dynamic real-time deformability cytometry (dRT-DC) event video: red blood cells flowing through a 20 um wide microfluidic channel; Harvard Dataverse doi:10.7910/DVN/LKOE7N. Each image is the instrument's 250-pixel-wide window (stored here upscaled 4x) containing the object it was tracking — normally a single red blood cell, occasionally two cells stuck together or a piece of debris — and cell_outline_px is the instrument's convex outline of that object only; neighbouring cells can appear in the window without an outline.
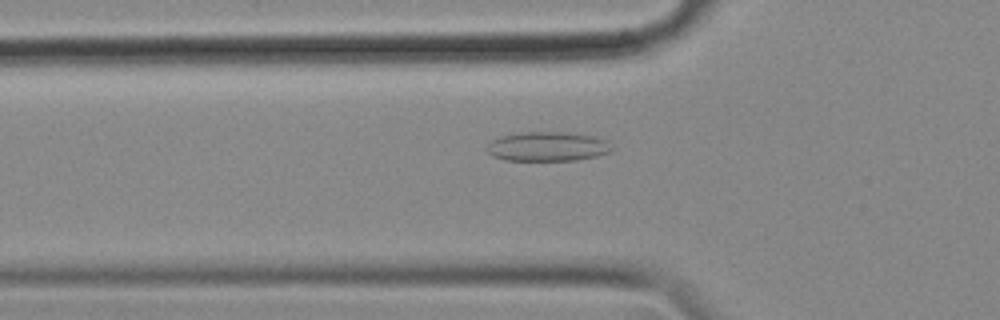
{"species": "common noctule bat (a hibernating species)", "species_latin": "Nyctalus noctula", "temperature_condition": "cold", "stored_images_in_passage": 44, "camera_frame_rate_fps": 3000, "um_per_image_px": 0.085, "animal": {"sex": "female", "body_mass_g": 18.4}, "frame": {"image": 1, "passage_image": 6, "time_ms": 1.667, "image_size_px": [1000, 320], "cell_outline_px": [[616, 148], [612, 152], [596, 156], [576, 160], [504, 160], [492, 156], [488, 152], [488, 144], [492, 140], [500, 136], [520, 132], [560, 132], [592, 136], [604, 140]], "centroid_in_image_um": [46.55, 12.46], "position_along_channel_um": 79.3, "area_um2": 21.33}}
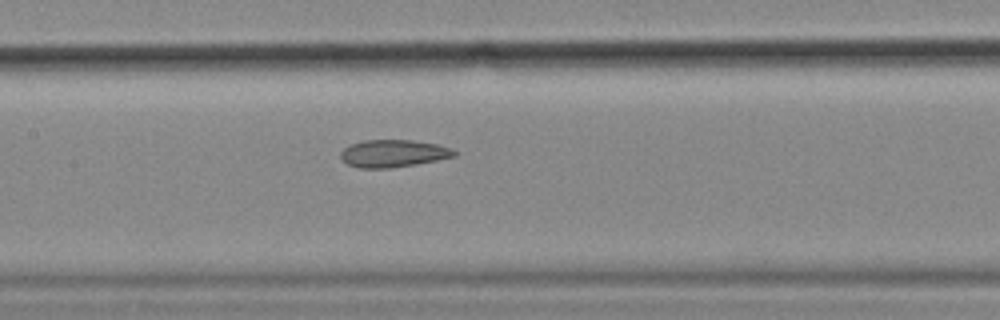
{"frame": {"image": 2, "passage_image": 14, "time_ms": 4.333, "image_size_px": [1000, 320], "cell_outline_px": [[456, 156], [416, 164], [388, 168], [360, 168], [348, 164], [340, 156], [340, 152], [344, 148], [352, 144], [364, 140], [412, 140], [436, 144], [452, 148], [456, 152]], "centroid_in_image_um": [33.43, 13.04], "position_along_channel_um": 174.0, "area_um2": 17.98}}
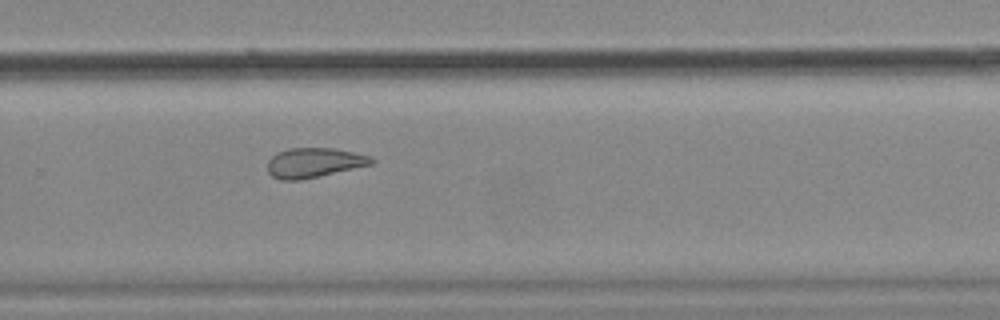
{"frame": {"image": 3, "passage_image": 25, "time_ms": 8.0, "image_size_px": [1000, 320], "cell_outline_px": [[376, 160], [372, 164], [300, 180], [280, 180], [272, 176], [268, 172], [268, 160], [276, 152], [288, 148], [332, 148], [352, 152], [368, 156]], "centroid_in_image_um": [26.64, 13.82], "position_along_channel_um": 303.2, "area_um2": 17.8}, "authors_computed_cell_mechanics": {"area_um2": 19.1029, "velocity_mm_per_s": 3.5429, "shape_relaxation_time_tau1_ms": null, "shape_relaxation_time_tau2_ms": 3.6681, "deformation_change_tau1": null, "deformation_change_tau2": 0.0959}}